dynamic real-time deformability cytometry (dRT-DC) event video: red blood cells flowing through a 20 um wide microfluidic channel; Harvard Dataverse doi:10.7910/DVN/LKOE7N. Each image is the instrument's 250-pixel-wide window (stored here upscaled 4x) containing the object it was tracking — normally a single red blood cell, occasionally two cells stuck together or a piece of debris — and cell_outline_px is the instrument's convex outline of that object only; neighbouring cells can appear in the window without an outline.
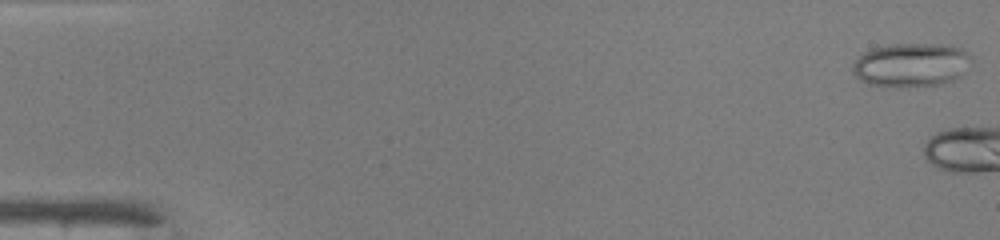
{"species": "common noctule bat (a hibernating species)", "species_latin": "Nyctalus noctula", "temperature_condition": "warm", "stored_images_in_passage": 4, "camera_frame_rate_fps": 3000, "um_per_image_px": 0.085, "animal": {"sex": "male", "body_mass_g": 19.0, "forearm_length_mm": 50.8}, "frame": {"image": 1, "passage_image": 1, "time_ms": 0.0, "image_size_px": [1000, 240], "cell_outline_px": [[972, 60], [960, 76], [952, 80], [940, 84], [908, 88], [900, 88], [868, 84], [860, 80], [852, 72], [852, 64], [864, 52], [872, 48], [892, 44], [948, 44], [960, 48], [968, 52], [972, 56]], "centroid_in_image_um": [77.45, 5.52], "position_along_channel_um": 7.6, "area_um2": 30.69}}